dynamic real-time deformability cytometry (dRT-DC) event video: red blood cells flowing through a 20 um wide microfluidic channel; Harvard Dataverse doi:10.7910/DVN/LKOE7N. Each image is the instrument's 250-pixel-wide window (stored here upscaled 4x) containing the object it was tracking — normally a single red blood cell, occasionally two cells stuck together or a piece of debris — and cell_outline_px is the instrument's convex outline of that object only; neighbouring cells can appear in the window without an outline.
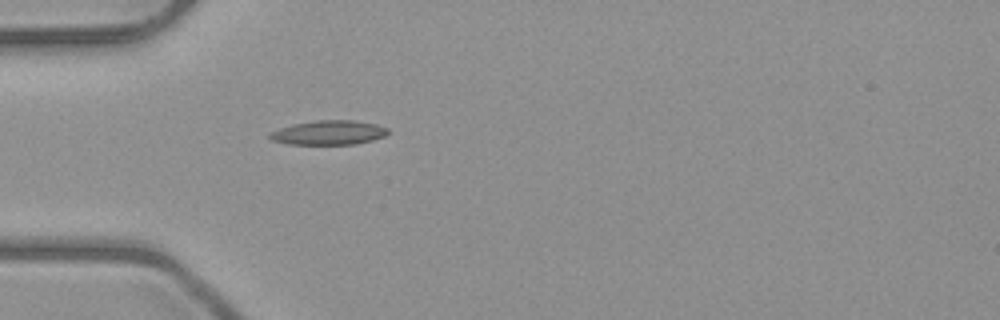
{"species": "common noctule bat (a hibernating species)", "species_latin": "Nyctalus noctula", "temperature_condition": "room temperature", "stored_images_in_passage": 1, "camera_frame_rate_fps": 3000, "um_per_image_px": 0.085, "animal": {"sex": "male", "body_mass_g": 23.1, "forearm_length_mm": 52.7}, "frame": {"image": 1, "passage_image": 1, "time_ms": 0.0, "image_size_px": [1000, 320], "cell_outline_px": [[392, 132], [384, 136], [372, 140], [356, 144], [288, 144], [272, 140], [268, 136], [268, 132], [292, 124], [316, 120], [352, 120], [376, 124], [388, 128]], "centroid_in_image_um": [27.95, 11.27], "position_along_channel_um": 57.1, "area_um2": 16.88}}